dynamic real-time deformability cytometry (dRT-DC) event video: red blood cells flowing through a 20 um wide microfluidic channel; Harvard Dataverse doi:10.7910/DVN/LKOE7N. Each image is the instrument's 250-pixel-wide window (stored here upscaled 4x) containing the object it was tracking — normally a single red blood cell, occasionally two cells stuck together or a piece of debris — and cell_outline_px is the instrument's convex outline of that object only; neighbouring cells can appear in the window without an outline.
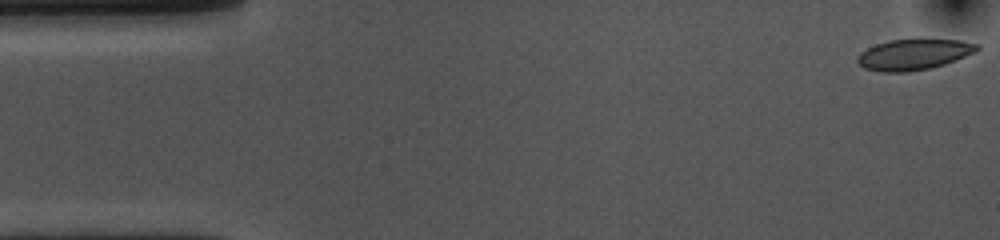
{"species": "common noctule bat (a hibernating species)", "species_latin": "Nyctalus noctula", "temperature_condition": "cold", "stored_images_in_passage": 54, "camera_frame_rate_fps": 3000, "um_per_image_px": 0.085, "animal": {"sex": "female", "body_mass_g": 10.0, "forearm_length_mm": 53.1}, "frame": {"image": 1, "passage_image": 1, "time_ms": 0.0, "image_size_px": [1000, 240], "cell_outline_px": [[980, 48], [976, 52], [956, 60], [932, 68], [908, 72], [880, 72], [864, 68], [856, 60], [856, 56], [860, 52], [876, 44], [892, 40], [916, 36], [960, 40], [980, 44]], "centroid_in_image_um": [77.71, 4.58], "position_along_channel_um": 7.3, "area_um2": 22.43}}
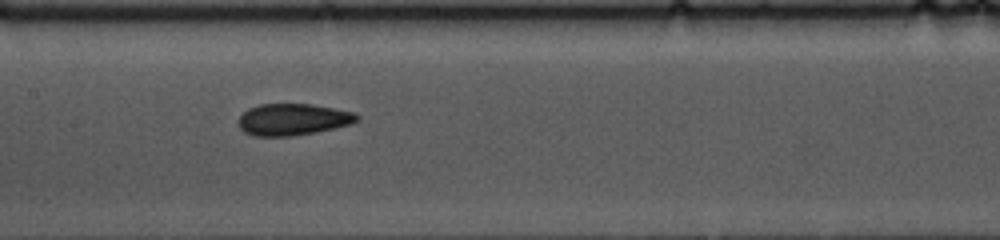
{"frame": {"image": 2, "passage_image": 25, "time_ms": 8.0, "image_size_px": [1000, 240], "cell_outline_px": [[360, 120], [352, 124], [336, 128], [316, 132], [292, 136], [256, 136], [244, 132], [240, 128], [236, 120], [248, 108], [260, 104], [312, 104], [356, 112], [360, 116]], "centroid_in_image_um": [24.93, 10.15], "position_along_channel_um": 182.5, "area_um2": 22.2}}
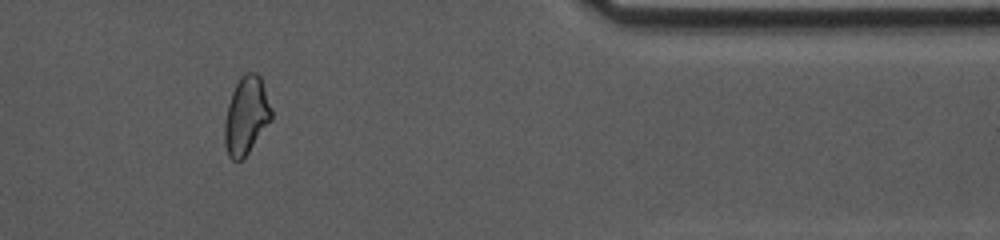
{"frame": {"image": 3, "passage_image": 45, "time_ms": 14.667, "image_size_px": [1000, 240], "cell_outline_px": [[272, 120], [248, 152], [240, 160], [232, 160], [228, 156], [224, 144], [224, 124], [228, 104], [232, 92], [240, 76], [244, 72], [256, 72], [260, 76], [272, 112]], "centroid_in_image_um": [20.91, 9.82], "position_along_channel_um": 390.5, "area_um2": 21.1}, "authors_computed_cell_mechanics": {"area_um2": 22.0218, "velocity_mm_per_s": 3.5734, "shape_relaxation_time_tau1_ms": 5.4067, "shape_relaxation_time_tau2_ms": 3.38, "deformation_change_tau1": 0.1187, "deformation_change_tau2": 0.0782}}